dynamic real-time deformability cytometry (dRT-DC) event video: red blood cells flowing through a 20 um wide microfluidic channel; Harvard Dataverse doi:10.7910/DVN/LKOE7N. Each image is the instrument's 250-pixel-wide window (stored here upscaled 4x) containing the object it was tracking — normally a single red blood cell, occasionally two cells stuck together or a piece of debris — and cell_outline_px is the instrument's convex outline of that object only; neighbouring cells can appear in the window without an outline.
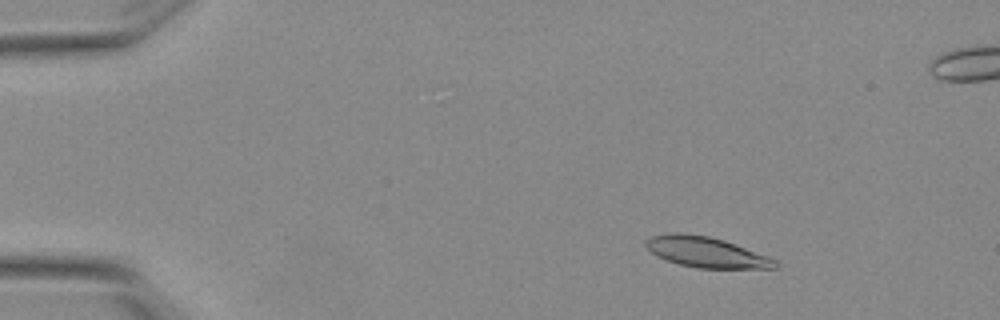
{"species": "Egyptian fruit bat (a non-hibernating species)", "species_latin": "Rousettus aegyptiacus", "temperature_condition": "warm", "stored_images_in_passage": 56, "segment_of_instrument_passage": [1, 2], "camera_frame_rate_fps": 3000, "um_per_image_px": 0.085, "animal": {"sex": "female"}, "frame": {"image": 1, "passage_image": 9, "time_ms": 2.667, "image_size_px": [1000, 320], "cell_outline_px": [[780, 264], [776, 268], [696, 268], [680, 264], [668, 260], [652, 252], [644, 244], [644, 240], [652, 236], [672, 232], [680, 232], [708, 236], [724, 240], [768, 256], [776, 260]], "centroid_in_image_um": [60.04, 21.42], "position_along_channel_um": 25.0, "area_um2": 22.83}}
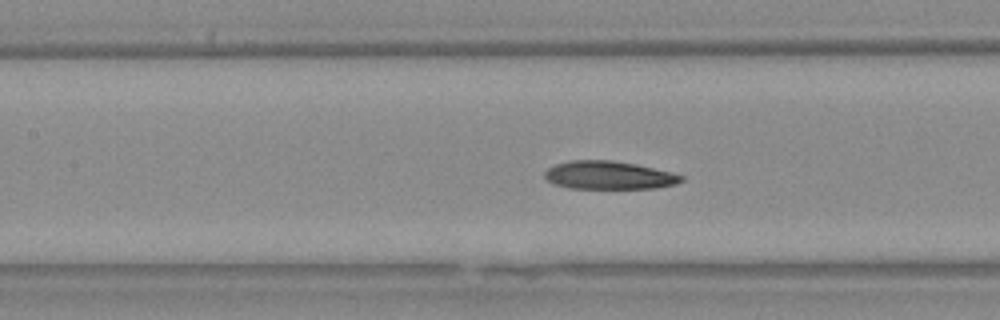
{"frame": {"image": 2, "passage_image": 26, "time_ms": 8.333, "image_size_px": [1000, 320], "cell_outline_px": [[684, 180], [676, 184], [656, 188], [568, 188], [552, 184], [544, 176], [544, 172], [548, 168], [556, 164], [572, 160], [612, 160], [636, 164], [684, 176]], "centroid_in_image_um": [51.72, 14.9], "position_along_channel_um": 155.7, "area_um2": 22.31}}
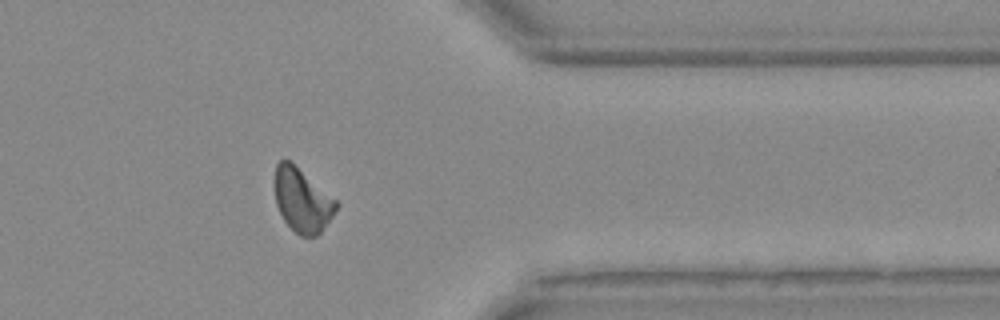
{"frame": {"image": 3, "passage_image": 45, "time_ms": 14.667, "image_size_px": [1000, 320], "cell_outline_px": [[340, 204], [332, 216], [320, 232], [316, 236], [300, 236], [284, 220], [276, 204], [272, 184], [276, 164], [280, 160], [288, 160], [336, 200]], "centroid_in_image_um": [25.64, 17.01], "position_along_channel_um": 385.8, "area_um2": 22.6}}